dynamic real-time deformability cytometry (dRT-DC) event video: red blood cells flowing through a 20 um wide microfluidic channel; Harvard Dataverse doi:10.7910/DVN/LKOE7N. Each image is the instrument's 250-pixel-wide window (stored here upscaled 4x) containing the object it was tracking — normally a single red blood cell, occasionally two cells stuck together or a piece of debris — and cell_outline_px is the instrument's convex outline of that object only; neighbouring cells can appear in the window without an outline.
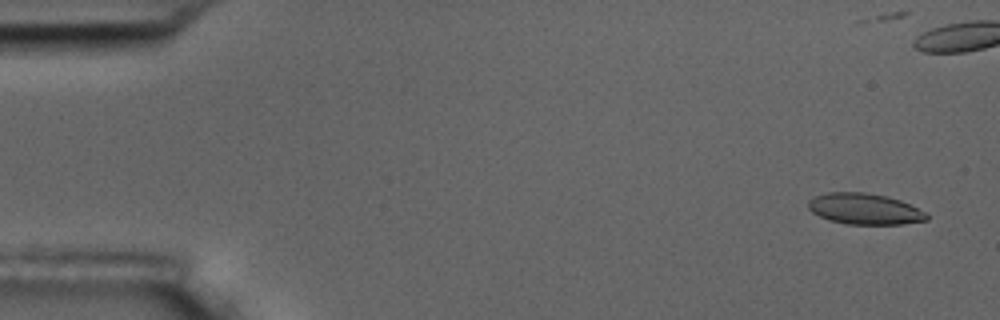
{"species": "common noctule bat (a hibernating species)", "species_latin": "Nyctalus noctula", "temperature_condition": "room temperature", "stored_images_in_passage": 6, "camera_frame_rate_fps": 3000, "um_per_image_px": 0.085, "animal": {"sex": "male", "body_mass_g": 17.5, "forearm_length_mm": 52.3}, "frame": {"image": 1, "passage_image": 1, "time_ms": 0.0, "image_size_px": [1000, 320], "cell_outline_px": [[928, 220], [904, 224], [844, 224], [828, 220], [812, 212], [808, 208], [808, 200], [816, 196], [828, 192], [864, 192], [888, 196], [900, 200], [924, 212], [928, 216]], "centroid_in_image_um": [73.47, 17.76], "position_along_channel_um": 11.5, "area_um2": 21.39}}
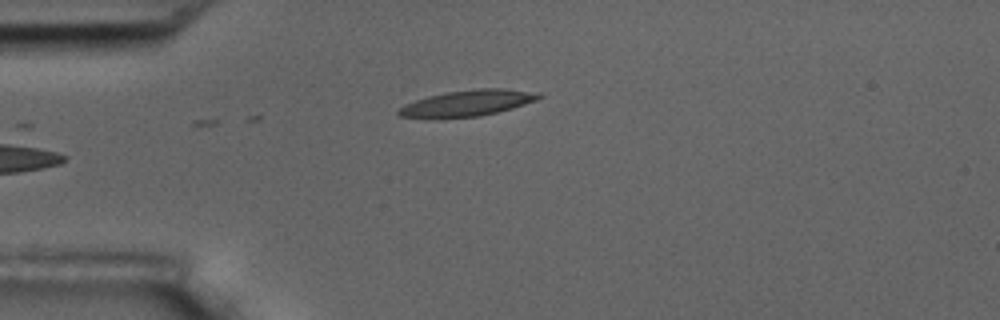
{"frame": {"image": 2, "passage_image": 6, "time_ms": 5.667, "image_size_px": [1000, 320], "cell_outline_px": [[544, 96], [536, 100], [512, 108], [480, 116], [400, 116], [396, 112], [404, 104], [428, 96], [444, 92], [476, 88], [504, 88], [540, 92]], "centroid_in_image_um": [39.84, 8.71], "position_along_channel_um": 45.2, "area_um2": 20.75}}